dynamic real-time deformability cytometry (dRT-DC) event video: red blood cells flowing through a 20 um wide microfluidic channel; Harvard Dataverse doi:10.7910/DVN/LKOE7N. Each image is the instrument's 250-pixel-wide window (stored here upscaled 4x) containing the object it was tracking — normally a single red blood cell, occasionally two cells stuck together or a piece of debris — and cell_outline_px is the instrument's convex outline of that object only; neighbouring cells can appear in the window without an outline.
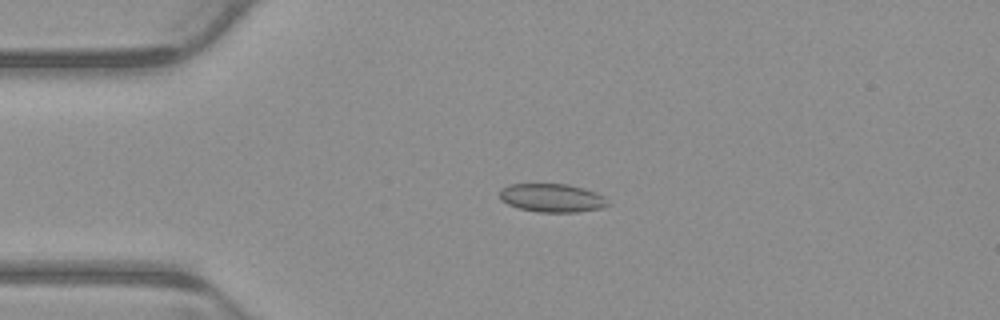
{"species": "common noctule bat (a hibernating species)", "species_latin": "Nyctalus noctula", "temperature_condition": "warm", "stored_images_in_passage": 5, "camera_frame_rate_fps": 3000, "um_per_image_px": 0.085, "animal": {"sex": "male", "body_mass_g": 23.1, "forearm_length_mm": 52.7}, "frame": {"image": 1, "passage_image": 3, "time_ms": 0.667, "image_size_px": [1000, 320], "cell_outline_px": [[612, 204], [604, 208], [576, 212], [536, 212], [516, 208], [500, 200], [500, 188], [508, 184], [568, 184], [584, 188], [596, 192], [604, 196]], "centroid_in_image_um": [46.94, 16.83], "position_along_channel_um": 38.1, "area_um2": 18.32}}
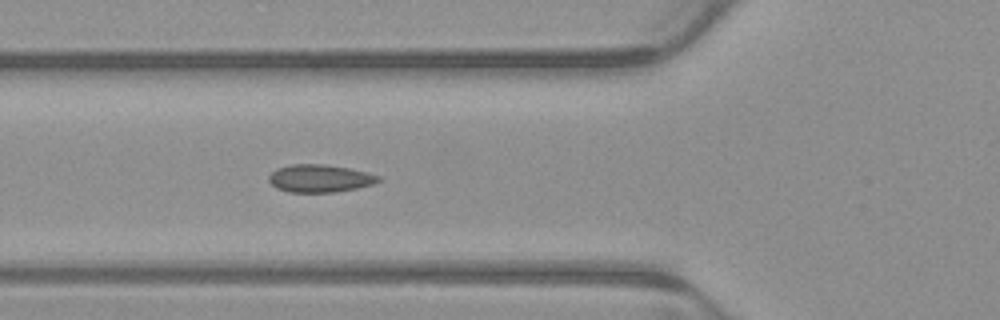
{"frame": {"image": 2, "passage_image": 5, "time_ms": 1.333, "image_size_px": [1000, 320], "cell_outline_px": [[380, 180], [372, 184], [356, 188], [336, 192], [288, 192], [276, 188], [268, 180], [268, 176], [276, 168], [292, 164], [324, 164], [348, 168], [380, 176]], "centroid_in_image_um": [27.13, 15.16], "position_along_channel_um": 98.7, "area_um2": 17.57}}